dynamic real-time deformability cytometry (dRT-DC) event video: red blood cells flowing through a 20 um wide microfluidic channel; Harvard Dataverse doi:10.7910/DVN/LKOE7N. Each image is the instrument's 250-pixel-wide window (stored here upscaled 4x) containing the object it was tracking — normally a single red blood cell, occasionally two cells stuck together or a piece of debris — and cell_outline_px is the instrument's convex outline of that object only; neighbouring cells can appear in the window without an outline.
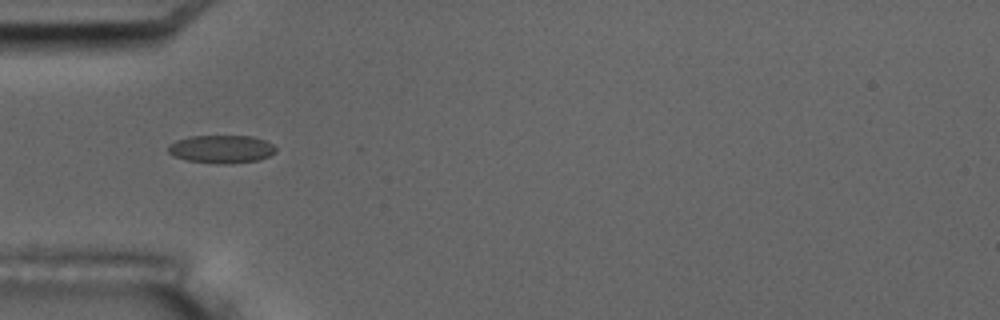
{"species": "common noctule bat (a hibernating species)", "species_latin": "Nyctalus noctula", "temperature_condition": "room temperature", "stored_images_in_passage": 12, "camera_frame_rate_fps": 3000, "um_per_image_px": 0.085, "animal": {"sex": "male", "body_mass_g": 17.5, "forearm_length_mm": 52.3}, "frame": {"image": 1, "passage_image": 6, "time_ms": 5.667, "image_size_px": [1000, 320], "cell_outline_px": [[276, 152], [268, 156], [256, 160], [232, 164], [216, 164], [188, 160], [172, 156], [168, 152], [168, 144], [176, 140], [188, 136], [252, 136], [264, 140], [272, 144], [276, 148]], "centroid_in_image_um": [18.79, 12.67], "position_along_channel_um": 66.2, "area_um2": 17.69}}
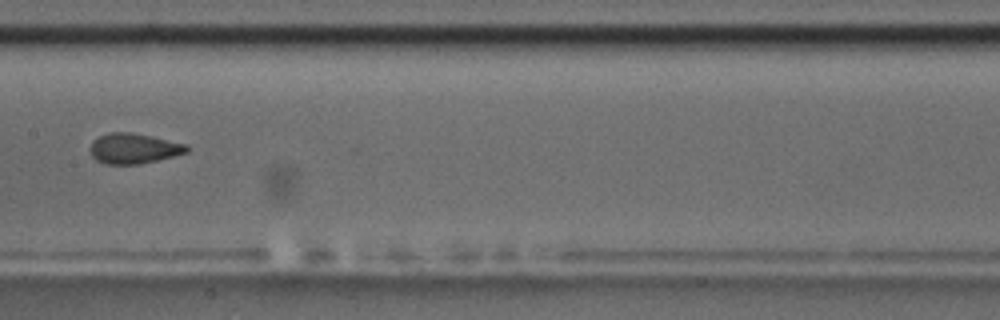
{"frame": {"image": 2, "passage_image": 9, "time_ms": 9.333, "image_size_px": [1000, 320], "cell_outline_px": [[188, 152], [140, 164], [104, 164], [96, 160], [92, 156], [88, 148], [92, 140], [108, 132], [128, 132], [152, 136], [184, 144], [188, 148]], "centroid_in_image_um": [11.29, 12.62], "position_along_channel_um": 196.1, "area_um2": 16.99}}